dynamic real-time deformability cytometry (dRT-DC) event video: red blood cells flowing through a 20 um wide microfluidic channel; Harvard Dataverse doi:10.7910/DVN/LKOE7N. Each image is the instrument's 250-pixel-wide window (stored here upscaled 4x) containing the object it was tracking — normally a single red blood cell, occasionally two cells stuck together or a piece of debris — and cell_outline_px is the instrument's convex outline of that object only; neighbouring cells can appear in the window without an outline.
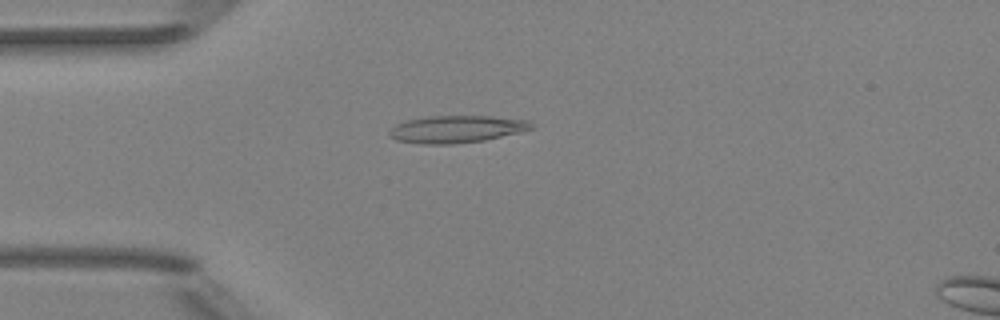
{"species": "Egyptian fruit bat (a non-hibernating species)", "species_latin": "Rousettus aegyptiacus", "temperature_condition": "room temperature", "stored_images_in_passage": 3, "camera_frame_rate_fps": 3000, "um_per_image_px": 0.085, "animal": {"sex": "female"}, "frame": {"image": 1, "passage_image": 3, "time_ms": 2.333, "image_size_px": [1000, 320], "cell_outline_px": [[536, 128], [520, 132], [484, 140], [452, 144], [424, 144], [396, 140], [388, 136], [388, 132], [396, 124], [408, 120], [428, 116], [492, 116], [528, 120]], "centroid_in_image_um": [38.81, 10.97], "position_along_channel_um": 46.2, "area_um2": 22.54}}